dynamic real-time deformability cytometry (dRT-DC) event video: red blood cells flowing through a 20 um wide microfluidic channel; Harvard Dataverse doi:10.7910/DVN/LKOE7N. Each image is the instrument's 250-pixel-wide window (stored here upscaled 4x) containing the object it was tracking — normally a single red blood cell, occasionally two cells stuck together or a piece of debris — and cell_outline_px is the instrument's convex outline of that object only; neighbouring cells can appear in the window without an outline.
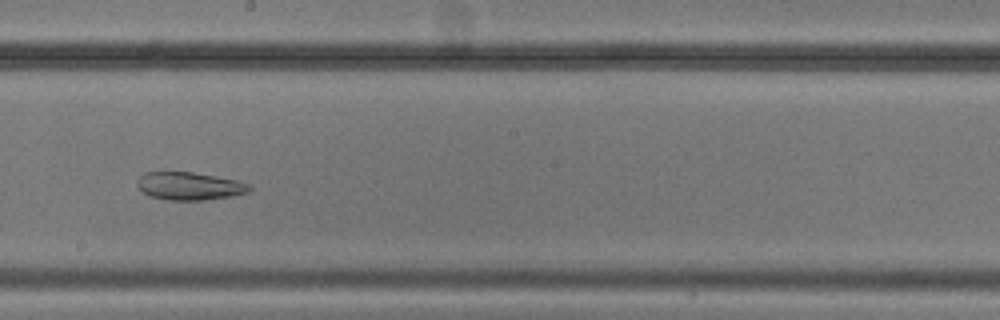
{"species": "common noctule bat (a hibernating species)", "species_latin": "Nyctalus noctula", "temperature_condition": "cold", "stored_images_in_passage": 13, "camera_frame_rate_fps": 3000, "um_per_image_px": 0.085, "animal": {"sex": "male", "body_mass_g": 20.5, "forearm_length_mm": 52.5}, "frame": {"image": 1, "passage_image": 8, "time_ms": 9.0, "image_size_px": [1000, 320], "cell_outline_px": [[252, 188], [248, 192], [232, 196], [204, 200], [168, 200], [148, 196], [140, 192], [136, 184], [136, 180], [144, 172], [164, 168], [192, 172], [240, 180], [248, 184]], "centroid_in_image_um": [16.0, 15.77], "position_along_channel_um": 232.2, "area_um2": 19.19}}
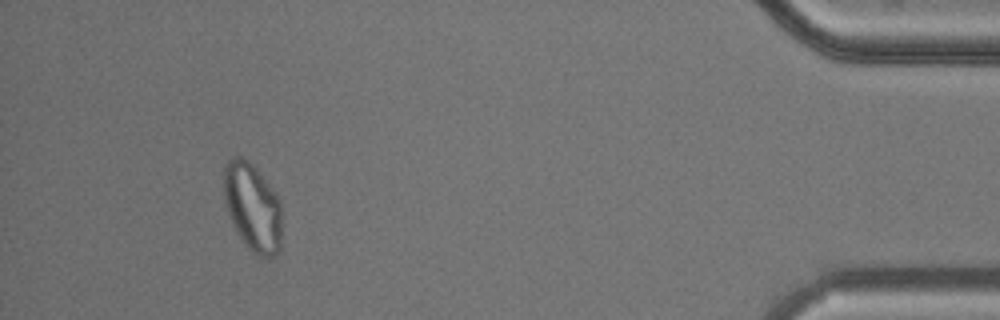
{"frame": {"image": 2, "passage_image": 13, "time_ms": 15.667, "image_size_px": [1000, 320], "cell_outline_px": [[280, 248], [268, 260], [252, 252], [244, 244], [224, 204], [224, 168], [228, 160], [232, 156], [240, 156], [248, 160], [252, 164], [276, 196], [280, 204]], "centroid_in_image_um": [21.44, 17.62], "position_along_channel_um": 413.8, "area_um2": 29.19}, "authors_computed_cell_mechanics": {"area_um2": 26.877, "velocity_mm_per_s": 3.666, "shape_relaxation_time_tau1_ms": null, "shape_relaxation_time_tau2_ms": 2.4189, "deformation_change_tau1": null, "deformation_change_tau2": 0.053}}